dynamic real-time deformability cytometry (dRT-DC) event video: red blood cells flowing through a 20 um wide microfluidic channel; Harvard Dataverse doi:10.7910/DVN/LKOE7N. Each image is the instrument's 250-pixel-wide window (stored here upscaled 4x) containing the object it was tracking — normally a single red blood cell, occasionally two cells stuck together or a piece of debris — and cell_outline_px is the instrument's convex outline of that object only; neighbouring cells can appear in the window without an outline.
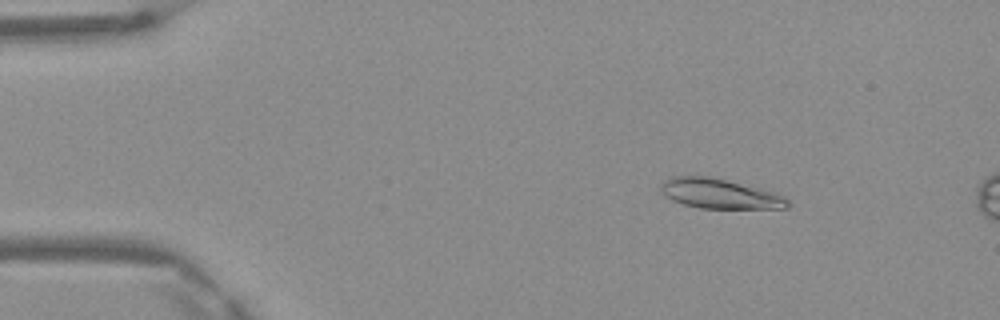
{"species": "Egyptian fruit bat (a non-hibernating species)", "species_latin": "Rousettus aegyptiacus", "temperature_condition": "warm", "stored_images_in_passage": 4, "camera_frame_rate_fps": 3000, "um_per_image_px": 0.085, "frame": {"image": 1, "passage_image": 2, "time_ms": 0.333, "image_size_px": [1000, 320], "cell_outline_px": [[788, 208], [700, 208], [684, 204], [672, 200], [660, 188], [660, 184], [664, 180], [672, 176], [712, 176], [772, 192], [784, 196], [788, 200]], "centroid_in_image_um": [61.15, 16.46], "position_along_channel_um": 23.9, "area_um2": 21.68}}